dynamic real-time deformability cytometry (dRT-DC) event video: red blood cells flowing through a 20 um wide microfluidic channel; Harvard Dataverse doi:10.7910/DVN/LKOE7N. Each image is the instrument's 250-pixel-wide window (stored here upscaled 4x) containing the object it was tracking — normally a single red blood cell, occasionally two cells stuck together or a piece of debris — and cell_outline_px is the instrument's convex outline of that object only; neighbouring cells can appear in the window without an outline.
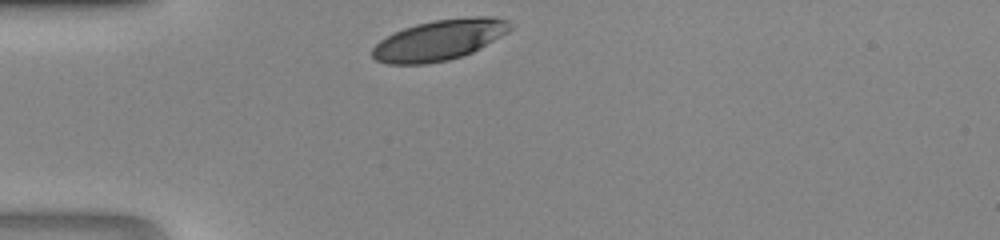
{"species": "human", "species_latin": "Homo sapiens", "temperature_condition": "room temperature", "stored_images_in_passage": 25, "camera_frame_rate_fps": 3000, "um_per_image_px": 0.085, "donor": {"sex": "male"}, "frame": {"image": 1, "passage_image": 1, "time_ms": 0.0, "image_size_px": [1000, 240], "cell_outline_px": [[512, 28], [508, 32], [480, 48], [472, 52], [448, 60], [428, 64], [388, 64], [376, 60], [372, 56], [372, 48], [380, 40], [404, 28], [416, 24], [432, 20], [476, 16], [492, 16], [508, 20], [512, 24]], "centroid_in_image_um": [37.36, 3.39], "position_along_channel_um": 47.6, "area_um2": 32.54}}
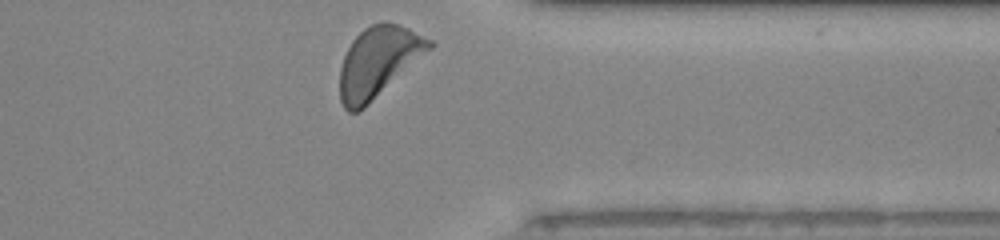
{"frame": {"image": 2, "passage_image": 25, "time_ms": 8.0, "image_size_px": [1000, 240], "cell_outline_px": [[436, 44], [432, 48], [364, 108], [356, 112], [348, 112], [344, 108], [340, 100], [340, 68], [344, 56], [352, 40], [364, 28], [372, 24], [400, 24], [432, 40]], "centroid_in_image_um": [32.15, 5.27], "position_along_channel_um": 379.3, "area_um2": 36.18}}